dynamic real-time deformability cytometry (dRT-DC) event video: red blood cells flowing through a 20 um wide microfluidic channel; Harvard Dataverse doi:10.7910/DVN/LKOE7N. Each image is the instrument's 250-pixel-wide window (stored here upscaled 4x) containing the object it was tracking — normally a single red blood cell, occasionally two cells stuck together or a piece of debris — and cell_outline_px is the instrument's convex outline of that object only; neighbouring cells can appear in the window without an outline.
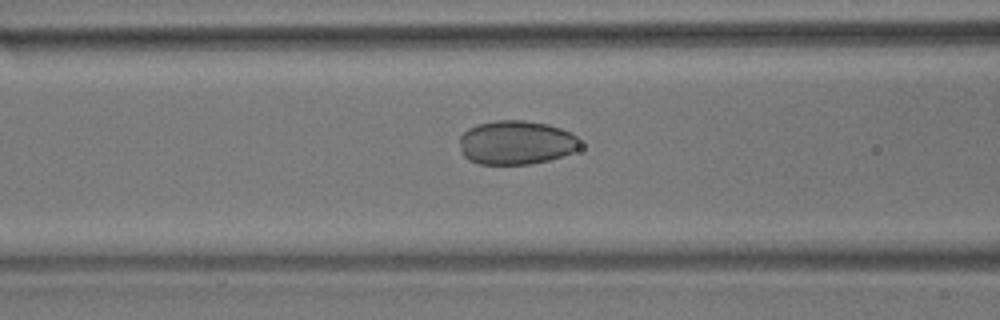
{"species": "common noctule bat (a hibernating species)", "species_latin": "Nyctalus noctula", "temperature_condition": "room temperature", "stored_images_in_passage": 53, "camera_frame_rate_fps": 3000, "um_per_image_px": 0.085, "animal": {"sex": "male", "body_mass_g": 17.9}, "frame": {"image": 1, "passage_image": 22, "time_ms": 7.0, "image_size_px": [1000, 320], "cell_outline_px": [[580, 148], [572, 152], [548, 160], [528, 164], [480, 164], [468, 160], [460, 152], [460, 136], [468, 128], [476, 124], [496, 120], [524, 120], [548, 124], [572, 132], [580, 140]], "centroid_in_image_um": [43.86, 12.11], "position_along_channel_um": 122.7, "area_um2": 31.04}}
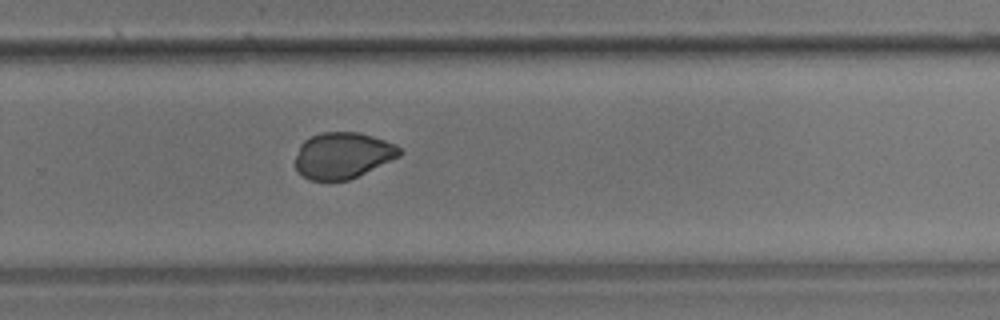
{"frame": {"image": 2, "passage_image": 37, "time_ms": 12.0, "image_size_px": [1000, 320], "cell_outline_px": [[404, 152], [400, 156], [348, 180], [312, 180], [304, 176], [296, 168], [296, 156], [300, 144], [304, 140], [320, 132], [360, 132], [396, 144]], "centroid_in_image_um": [29.15, 13.19], "position_along_channel_um": 300.7, "area_um2": 27.86}}
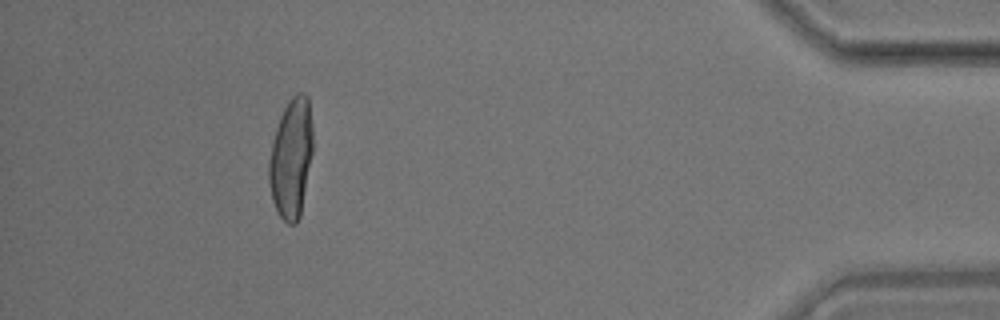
{"frame": {"image": 3, "passage_image": 51, "time_ms": 16.667, "image_size_px": [1000, 320], "cell_outline_px": [[312, 152], [300, 216], [296, 224], [288, 224], [280, 216], [272, 200], [268, 180], [268, 160], [272, 140], [280, 116], [288, 100], [296, 92], [304, 92], [308, 96], [312, 124]], "centroid_in_image_um": [24.74, 13.41], "position_along_channel_um": 410.5, "area_um2": 30.75}}